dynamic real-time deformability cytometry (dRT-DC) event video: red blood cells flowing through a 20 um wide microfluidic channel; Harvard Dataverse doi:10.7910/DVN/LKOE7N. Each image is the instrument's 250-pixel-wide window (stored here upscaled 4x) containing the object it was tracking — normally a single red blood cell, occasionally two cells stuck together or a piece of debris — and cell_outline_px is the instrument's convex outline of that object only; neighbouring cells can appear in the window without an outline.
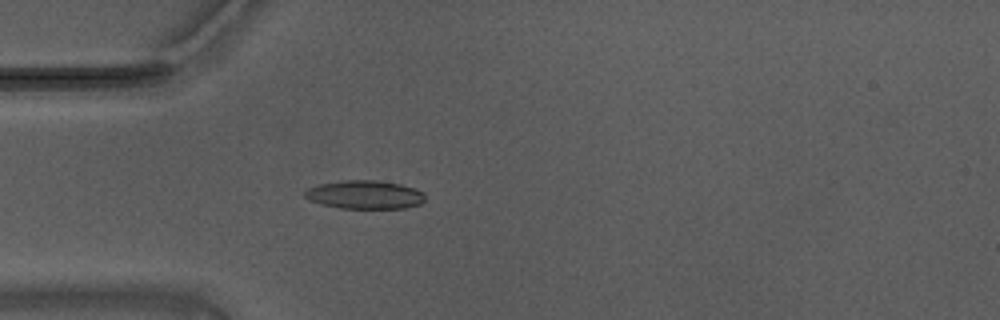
{"species": "Egyptian fruit bat (a non-hibernating species)", "species_latin": "Rousettus aegyptiacus", "temperature_condition": "warm", "stored_images_in_passage": 54, "camera_frame_rate_fps": 3000, "um_per_image_px": 0.085, "animal": {"sex": "male"}, "frame": {"image": 1, "passage_image": 15, "time_ms": 4.667, "image_size_px": [1000, 320], "cell_outline_px": [[424, 200], [420, 204], [404, 208], [340, 208], [308, 200], [304, 196], [304, 192], [308, 188], [320, 184], [344, 180], [376, 180], [400, 184], [424, 192]], "centroid_in_image_um": [31.0, 16.54], "position_along_channel_um": 54.0, "area_um2": 19.77}}
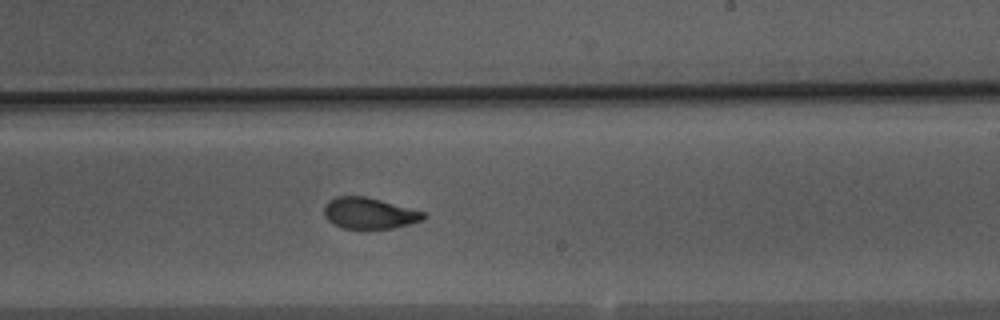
{"frame": {"image": 2, "passage_image": 32, "time_ms": 10.333, "image_size_px": [1000, 320], "cell_outline_px": [[428, 216], [424, 220], [392, 228], [340, 228], [332, 224], [324, 216], [324, 204], [328, 200], [336, 196], [364, 196], [380, 200], [424, 212]], "centroid_in_image_um": [31.35, 18.12], "position_along_channel_um": 257.7, "area_um2": 18.03}}
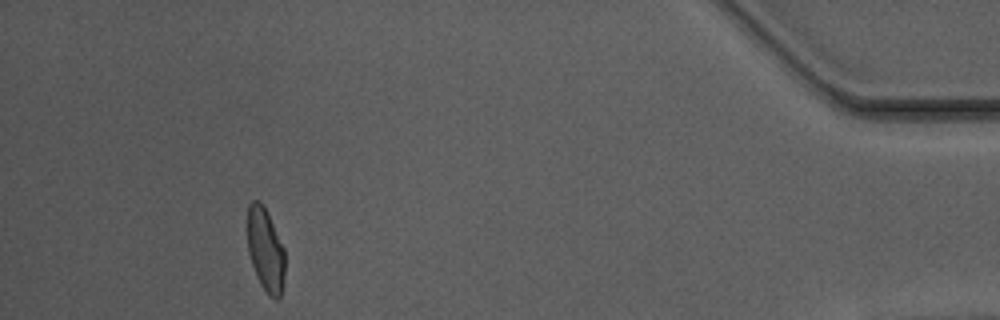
{"frame": {"image": 3, "passage_image": 50, "time_ms": 16.333, "image_size_px": [1000, 320], "cell_outline_px": [[284, 272], [280, 300], [276, 300], [268, 296], [260, 284], [256, 276], [248, 252], [248, 204], [252, 200], [260, 200], [284, 248]], "centroid_in_image_um": [22.56, 21.29], "position_along_channel_um": 412.6, "area_um2": 18.03}, "authors_computed_cell_mechanics": {"area_um2": 18.8428, "velocity_mm_per_s": 3.7132, "shape_relaxation_time_tau1_ms": 5.7578, "shape_relaxation_time_tau2_ms": 1.9176, "deformation_change_tau1": 0.1779, "deformation_change_tau2": 0.0803}}